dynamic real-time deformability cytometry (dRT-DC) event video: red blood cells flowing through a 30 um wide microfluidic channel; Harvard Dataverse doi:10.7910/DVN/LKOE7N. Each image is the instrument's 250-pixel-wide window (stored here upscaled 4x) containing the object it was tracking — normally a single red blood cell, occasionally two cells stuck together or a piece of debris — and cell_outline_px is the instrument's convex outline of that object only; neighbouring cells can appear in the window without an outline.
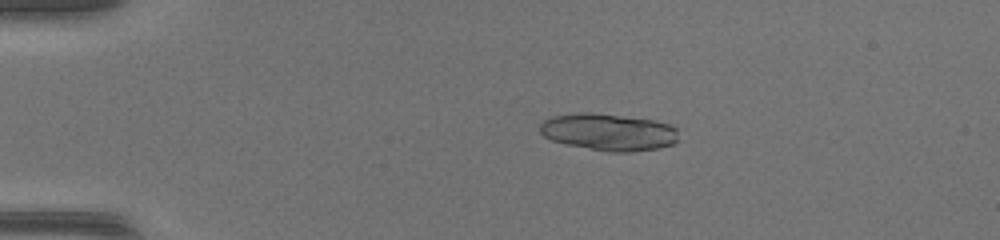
{"species": "common noctule bat (a hibernating species)", "species_latin": "Nyctalus noctula", "temperature_condition": "warm", "stored_images_in_passage": 46, "segment_of_instrument_passage": [1, 2], "camera_frame_rate_fps": 3000, "um_per_image_px": 0.085, "animal": {"sex": "female", "body_mass_g": 17.0, "forearm_length_mm": 48.0}, "frame": {"image": 1, "passage_image": 8, "time_ms": 2.333, "image_size_px": [1000, 240], "cell_outline_px": [[680, 140], [672, 144], [660, 148], [632, 152], [608, 152], [568, 144], [552, 140], [544, 136], [540, 132], [540, 124], [544, 120], [552, 116], [576, 112], [592, 112], [656, 120], [668, 124], [676, 128]], "centroid_in_image_um": [51.76, 11.22], "position_along_channel_um": 33.2, "area_um2": 30.17}}